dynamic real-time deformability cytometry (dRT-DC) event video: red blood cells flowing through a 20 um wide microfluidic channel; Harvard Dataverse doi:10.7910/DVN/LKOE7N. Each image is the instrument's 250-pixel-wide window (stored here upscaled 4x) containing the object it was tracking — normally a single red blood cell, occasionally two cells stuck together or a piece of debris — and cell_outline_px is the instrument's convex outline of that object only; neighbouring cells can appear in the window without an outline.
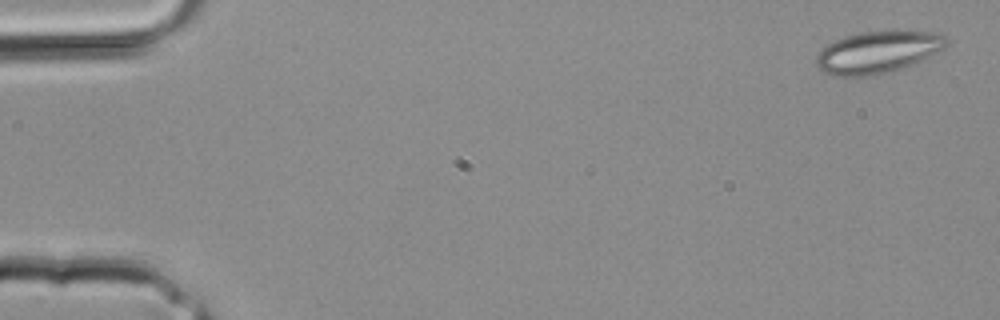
{"species": "common noctule bat (a hibernating species)", "species_latin": "Nyctalus noctula", "temperature_condition": "room temperature", "stored_images_in_passage": 11, "camera_frame_rate_fps": 3000, "um_per_image_px": 0.085, "animal": {"sex": "male", "body_mass_g": 20.4}, "frame": {"image": 1, "passage_image": 1, "time_ms": 0.0, "image_size_px": [1000, 320], "cell_outline_px": [[948, 44], [944, 48], [904, 68], [876, 76], [832, 76], [824, 72], [816, 64], [816, 56], [824, 44], [844, 36], [864, 32], [940, 32], [948, 40]], "centroid_in_image_um": [74.57, 4.45], "position_along_channel_um": 10.4, "area_um2": 31.79}}